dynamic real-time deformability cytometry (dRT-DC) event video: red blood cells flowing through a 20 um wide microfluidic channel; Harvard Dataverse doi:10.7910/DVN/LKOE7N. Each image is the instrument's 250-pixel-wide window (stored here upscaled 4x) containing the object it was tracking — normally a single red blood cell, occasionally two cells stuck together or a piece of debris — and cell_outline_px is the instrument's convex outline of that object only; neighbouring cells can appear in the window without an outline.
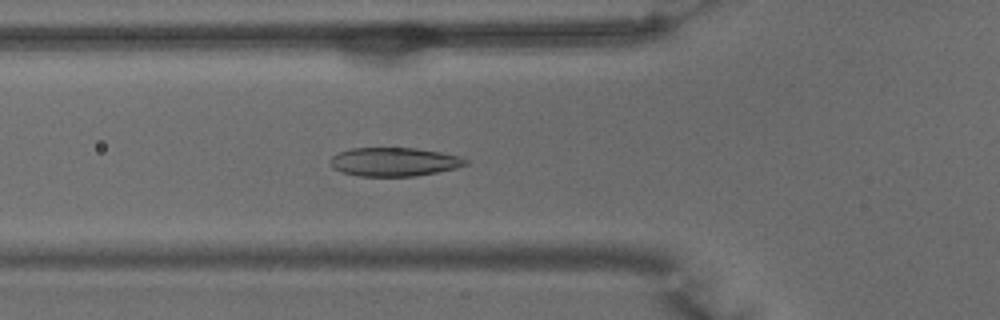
{"species": "common noctule bat (a hibernating species)", "species_latin": "Nyctalus noctula", "temperature_condition": "warm", "stored_images_in_passage": 53, "camera_frame_rate_fps": 3000, "um_per_image_px": 0.085, "animal": {"sex": "male", "body_mass_g": 15.6}, "frame": {"image": 1, "passage_image": 18, "time_ms": 5.667, "image_size_px": [1000, 320], "cell_outline_px": [[468, 164], [456, 168], [416, 176], [360, 176], [340, 172], [332, 168], [332, 156], [340, 152], [352, 148], [416, 148], [440, 152], [460, 156], [468, 160]], "centroid_in_image_um": [33.52, 13.76], "position_along_channel_um": 92.3, "area_um2": 22.54}}
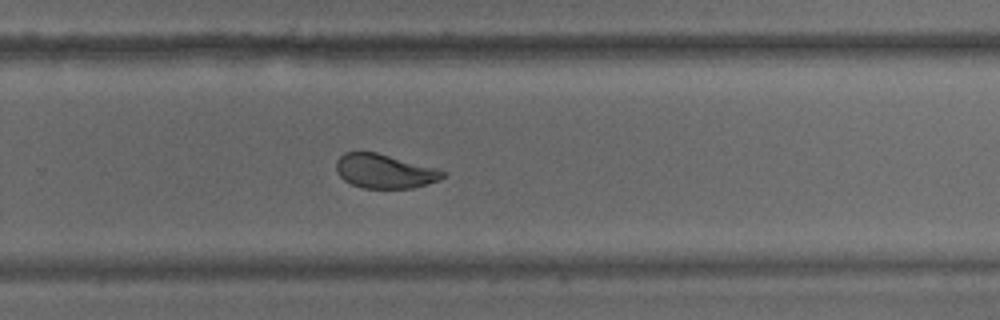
{"frame": {"image": 2, "passage_image": 34, "time_ms": 11.0, "image_size_px": [1000, 320], "cell_outline_px": [[448, 172], [440, 180], [412, 188], [364, 188], [352, 184], [344, 180], [336, 172], [336, 160], [344, 152], [376, 152], [436, 168]], "centroid_in_image_um": [32.68, 14.55], "position_along_channel_um": 297.1, "area_um2": 21.15}}
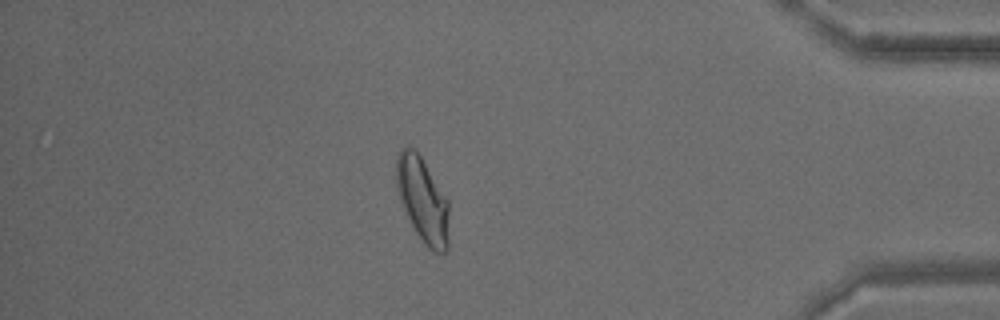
{"frame": {"image": 3, "passage_image": 45, "time_ms": 14.667, "image_size_px": [1000, 320], "cell_outline_px": [[448, 248], [444, 252], [436, 252], [428, 248], [424, 244], [416, 232], [404, 208], [396, 188], [396, 156], [400, 148], [404, 144], [408, 144], [420, 156], [448, 200]], "centroid_in_image_um": [35.9, 16.95], "position_along_channel_um": 399.3, "area_um2": 25.84}, "authors_computed_cell_mechanics": {"area_um2": 23.8136, "velocity_mm_per_s": 3.8307, "shape_relaxation_time_tau1_ms": 4.4888, "shape_relaxation_time_tau2_ms": 0.7776, "deformation_change_tau1": 0.1552, "deformation_change_tau2": 0.0595}}